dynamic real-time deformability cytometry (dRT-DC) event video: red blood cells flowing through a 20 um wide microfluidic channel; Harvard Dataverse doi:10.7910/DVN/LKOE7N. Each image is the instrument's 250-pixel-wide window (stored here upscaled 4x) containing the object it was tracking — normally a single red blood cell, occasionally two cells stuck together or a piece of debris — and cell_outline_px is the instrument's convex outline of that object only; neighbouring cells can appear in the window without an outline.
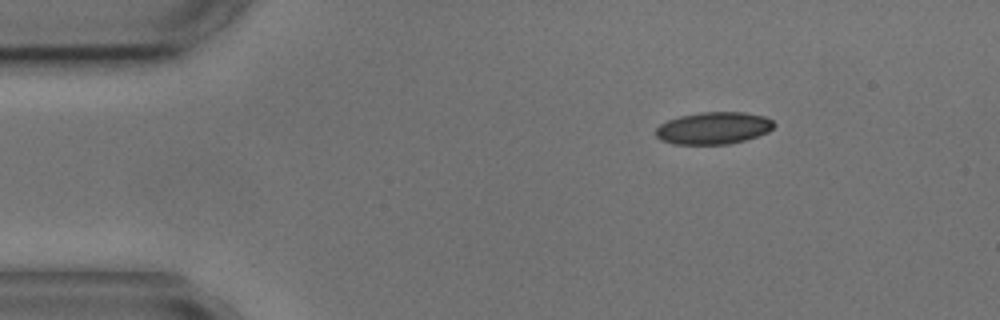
{"species": "common noctule bat (a hibernating species)", "species_latin": "Nyctalus noctula", "temperature_condition": "cold", "stored_images_in_passage": 3, "camera_frame_rate_fps": 3000, "um_per_image_px": 0.085, "animal": {"sex": "male", "body_mass_g": 17.9, "forearm_length_mm": 54.2}, "frame": {"image": 1, "passage_image": 1, "time_ms": 0.0, "image_size_px": [1000, 320], "cell_outline_px": [[776, 124], [768, 132], [744, 140], [728, 144], [672, 144], [660, 140], [656, 136], [656, 128], [660, 124], [668, 120], [680, 116], [700, 112], [744, 112], [764, 116], [772, 120]], "centroid_in_image_um": [60.63, 10.88], "position_along_channel_um": 24.4, "area_um2": 22.14}}